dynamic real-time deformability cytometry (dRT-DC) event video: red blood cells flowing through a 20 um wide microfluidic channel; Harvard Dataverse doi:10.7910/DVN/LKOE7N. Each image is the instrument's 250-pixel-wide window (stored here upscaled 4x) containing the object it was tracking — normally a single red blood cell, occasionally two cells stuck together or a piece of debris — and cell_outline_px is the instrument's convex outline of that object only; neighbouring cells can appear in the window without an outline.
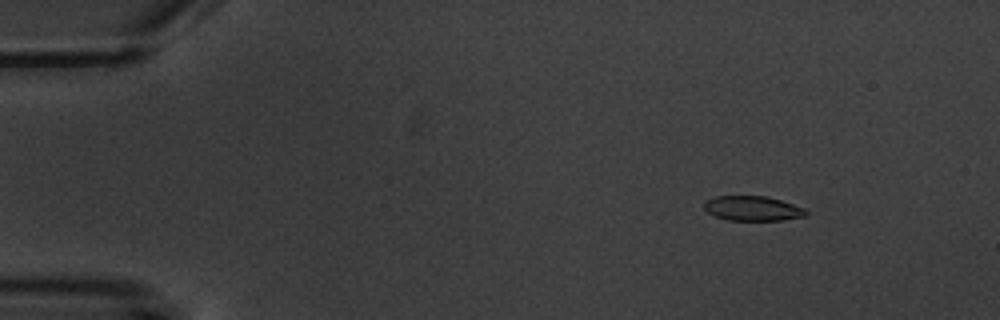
{"species": "common noctule bat (a hibernating species)", "species_latin": "Nyctalus noctula", "temperature_condition": "warm", "stored_images_in_passage": 7, "camera_frame_rate_fps": 3000, "um_per_image_px": 0.085, "animal": {"sex": "male", "body_mass_g": 20.1, "forearm_length_mm": 53.5}, "frame": {"image": 1, "passage_image": 3, "time_ms": 2.333, "image_size_px": [1000, 320], "cell_outline_px": [[808, 216], [784, 220], [728, 220], [716, 216], [708, 212], [704, 208], [704, 200], [716, 196], [768, 196], [804, 208], [808, 212]], "centroid_in_image_um": [63.99, 17.71], "position_along_channel_um": 21.0, "area_um2": 14.74}}
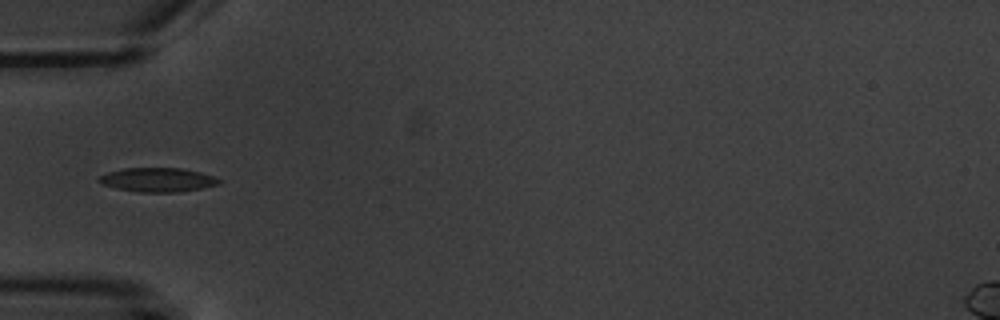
{"frame": {"image": 2, "passage_image": 5, "time_ms": 6.333, "image_size_px": [1000, 320], "cell_outline_px": [[220, 184], [180, 192], [136, 192], [116, 188], [100, 184], [96, 180], [100, 176], [108, 172], [124, 168], [184, 168], [200, 172], [212, 176], [220, 180]], "centroid_in_image_um": [13.36, 15.28], "position_along_channel_um": 71.6, "area_um2": 16.88}}
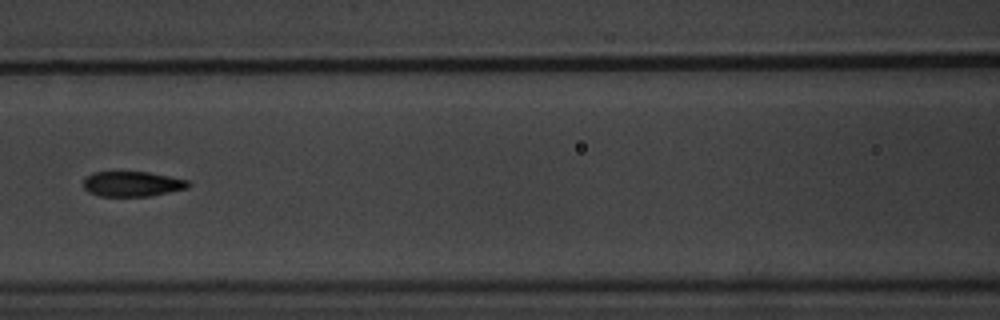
{"frame": {"image": 3, "passage_image": 7, "time_ms": 8.667, "image_size_px": [1000, 320], "cell_outline_px": [[192, 184], [188, 188], [152, 196], [100, 196], [88, 192], [84, 188], [84, 180], [92, 172], [148, 172], [188, 180]], "centroid_in_image_um": [11.27, 15.64], "position_along_channel_um": 155.3, "area_um2": 15.37}}